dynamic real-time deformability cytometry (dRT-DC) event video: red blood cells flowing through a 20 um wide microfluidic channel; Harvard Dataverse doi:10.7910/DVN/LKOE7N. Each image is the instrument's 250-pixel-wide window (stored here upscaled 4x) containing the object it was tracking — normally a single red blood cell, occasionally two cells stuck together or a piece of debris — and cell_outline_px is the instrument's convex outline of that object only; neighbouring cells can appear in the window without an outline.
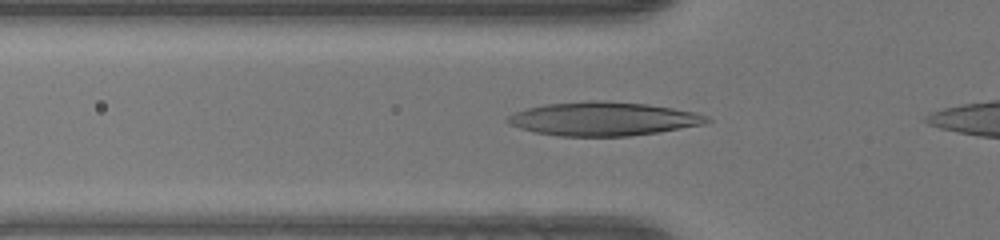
{"species": "human", "species_latin": "Homo sapiens", "temperature_condition": "warm", "stored_images_in_passage": 28, "camera_frame_rate_fps": 3000, "um_per_image_px": 0.085, "donor": {"sex": "female"}, "frame": {"image": 1, "passage_image": 4, "time_ms": 1.0, "image_size_px": [1000, 240], "cell_outline_px": [[712, 120], [704, 124], [660, 132], [628, 136], [560, 136], [536, 132], [520, 128], [508, 124], [504, 120], [508, 116], [516, 112], [528, 108], [544, 104], [588, 100], [600, 100], [648, 104], [696, 112], [708, 116]], "centroid_in_image_um": [51.29, 10.1], "position_along_channel_um": 74.5, "area_um2": 39.25}}
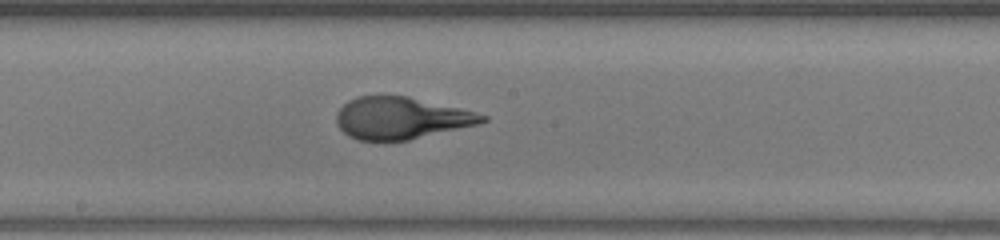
{"frame": {"image": 2, "passage_image": 14, "time_ms": 4.333, "image_size_px": [1000, 240], "cell_outline_px": [[488, 120], [480, 124], [408, 140], [356, 140], [348, 136], [336, 124], [336, 112], [348, 100], [356, 96], [408, 96], [488, 116]], "centroid_in_image_um": [34.05, 10.04], "position_along_channel_um": 214.2, "area_um2": 35.37}}
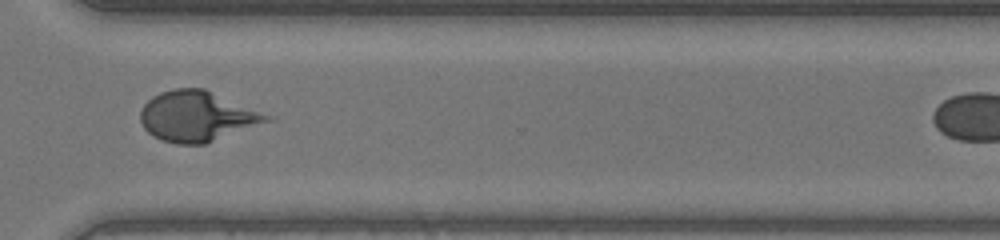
{"frame": {"image": 3, "passage_image": 24, "time_ms": 7.667, "image_size_px": [1000, 240], "cell_outline_px": [[276, 120], [204, 144], [176, 144], [160, 140], [152, 136], [144, 128], [140, 120], [140, 112], [144, 104], [152, 96], [160, 92], [172, 88], [204, 88], [276, 116]], "centroid_in_image_um": [16.82, 9.88], "position_along_channel_um": 353.8, "area_um2": 37.86}}